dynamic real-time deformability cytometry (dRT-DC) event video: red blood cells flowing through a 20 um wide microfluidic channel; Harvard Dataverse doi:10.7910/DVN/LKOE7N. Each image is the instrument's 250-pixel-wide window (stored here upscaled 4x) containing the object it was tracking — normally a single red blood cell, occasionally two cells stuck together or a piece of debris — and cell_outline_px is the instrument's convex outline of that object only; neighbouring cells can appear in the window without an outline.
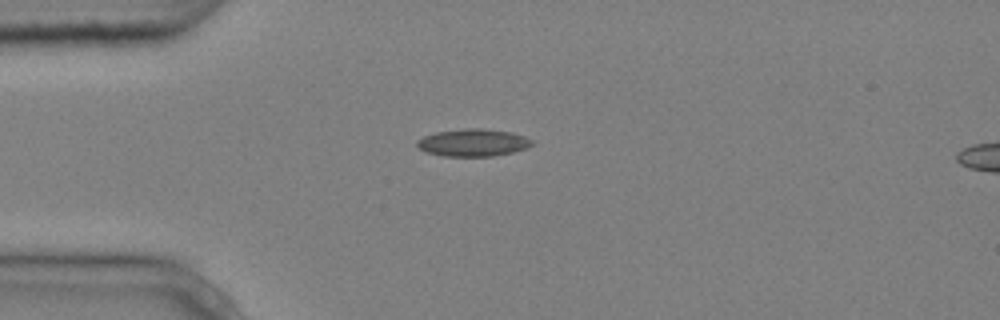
{"species": "common noctule bat (a hibernating species)", "species_latin": "Nyctalus noctula", "temperature_condition": "cold", "stored_images_in_passage": 6, "camera_frame_rate_fps": 3000, "um_per_image_px": 0.085, "animal": {"sex": "male", "body_mass_g": 20.4}, "frame": {"image": 1, "passage_image": 3, "time_ms": 0.667, "image_size_px": [1000, 320], "cell_outline_px": [[532, 144], [524, 148], [512, 152], [492, 156], [444, 156], [428, 152], [416, 148], [416, 140], [424, 136], [436, 132], [464, 128], [480, 128], [512, 132], [524, 136], [532, 140]], "centroid_in_image_um": [40.16, 12.11], "position_along_channel_um": 44.8, "area_um2": 18.26}}
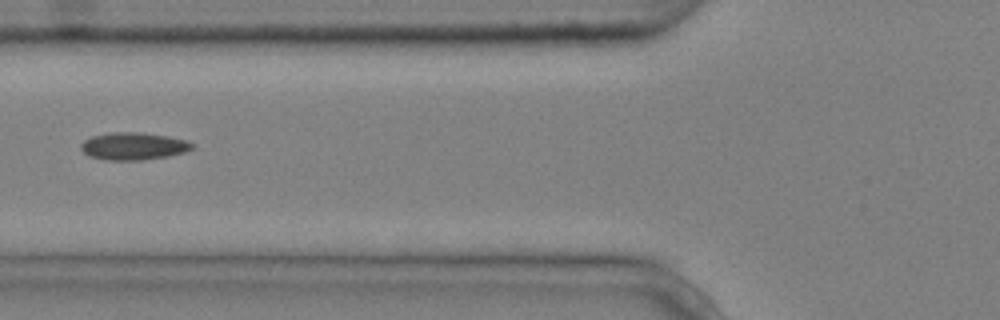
{"frame": {"image": 2, "passage_image": 5, "time_ms": 1.333, "image_size_px": [1000, 320], "cell_outline_px": [[196, 148], [184, 152], [168, 156], [140, 160], [104, 160], [88, 156], [80, 148], [80, 144], [84, 140], [92, 136], [112, 132], [140, 132], [168, 136], [188, 140], [196, 144]], "centroid_in_image_um": [11.37, 12.42], "position_along_channel_um": 114.4, "area_um2": 18.03}}